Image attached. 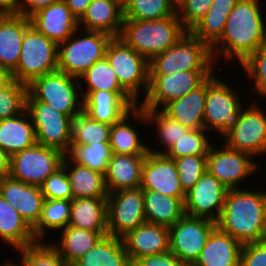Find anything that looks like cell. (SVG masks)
Returning <instances> with one entry per match:
<instances>
[{
  "label": "cell",
  "mask_w": 266,
  "mask_h": 266,
  "mask_svg": "<svg viewBox=\"0 0 266 266\" xmlns=\"http://www.w3.org/2000/svg\"><path fill=\"white\" fill-rule=\"evenodd\" d=\"M258 3V0L237 2L228 15L221 37L210 47L214 61L223 54L227 62L237 58L241 64L263 46L266 25L261 14L262 5Z\"/></svg>",
  "instance_id": "obj_1"
},
{
  "label": "cell",
  "mask_w": 266,
  "mask_h": 266,
  "mask_svg": "<svg viewBox=\"0 0 266 266\" xmlns=\"http://www.w3.org/2000/svg\"><path fill=\"white\" fill-rule=\"evenodd\" d=\"M216 227L242 245L266 240V191L228 189Z\"/></svg>",
  "instance_id": "obj_2"
},
{
  "label": "cell",
  "mask_w": 266,
  "mask_h": 266,
  "mask_svg": "<svg viewBox=\"0 0 266 266\" xmlns=\"http://www.w3.org/2000/svg\"><path fill=\"white\" fill-rule=\"evenodd\" d=\"M186 31L175 13L158 20L124 19L119 38L150 62L176 44Z\"/></svg>",
  "instance_id": "obj_3"
},
{
  "label": "cell",
  "mask_w": 266,
  "mask_h": 266,
  "mask_svg": "<svg viewBox=\"0 0 266 266\" xmlns=\"http://www.w3.org/2000/svg\"><path fill=\"white\" fill-rule=\"evenodd\" d=\"M210 47L191 31L149 62L150 75H170L178 71H214Z\"/></svg>",
  "instance_id": "obj_4"
},
{
  "label": "cell",
  "mask_w": 266,
  "mask_h": 266,
  "mask_svg": "<svg viewBox=\"0 0 266 266\" xmlns=\"http://www.w3.org/2000/svg\"><path fill=\"white\" fill-rule=\"evenodd\" d=\"M78 80L59 70L47 73L28 85L26 101L45 102L73 119L83 111V99L79 101L81 92L78 91L84 88Z\"/></svg>",
  "instance_id": "obj_5"
},
{
  "label": "cell",
  "mask_w": 266,
  "mask_h": 266,
  "mask_svg": "<svg viewBox=\"0 0 266 266\" xmlns=\"http://www.w3.org/2000/svg\"><path fill=\"white\" fill-rule=\"evenodd\" d=\"M78 29L66 41L58 43L57 67L59 71L79 79L96 61L105 57L111 36L98 31L84 30L78 36Z\"/></svg>",
  "instance_id": "obj_6"
},
{
  "label": "cell",
  "mask_w": 266,
  "mask_h": 266,
  "mask_svg": "<svg viewBox=\"0 0 266 266\" xmlns=\"http://www.w3.org/2000/svg\"><path fill=\"white\" fill-rule=\"evenodd\" d=\"M57 52L58 44L30 25L24 33L20 59L12 78L29 85L34 79L58 70Z\"/></svg>",
  "instance_id": "obj_7"
},
{
  "label": "cell",
  "mask_w": 266,
  "mask_h": 266,
  "mask_svg": "<svg viewBox=\"0 0 266 266\" xmlns=\"http://www.w3.org/2000/svg\"><path fill=\"white\" fill-rule=\"evenodd\" d=\"M105 58L113 68L120 86L138 103L141 86L145 96L149 88V61L128 46L121 38L112 37Z\"/></svg>",
  "instance_id": "obj_8"
},
{
  "label": "cell",
  "mask_w": 266,
  "mask_h": 266,
  "mask_svg": "<svg viewBox=\"0 0 266 266\" xmlns=\"http://www.w3.org/2000/svg\"><path fill=\"white\" fill-rule=\"evenodd\" d=\"M26 110L32 119L37 144L67 155L72 143V118L41 101H26Z\"/></svg>",
  "instance_id": "obj_9"
},
{
  "label": "cell",
  "mask_w": 266,
  "mask_h": 266,
  "mask_svg": "<svg viewBox=\"0 0 266 266\" xmlns=\"http://www.w3.org/2000/svg\"><path fill=\"white\" fill-rule=\"evenodd\" d=\"M65 154L60 150L35 144L11 155L10 177L41 187L45 179L62 166Z\"/></svg>",
  "instance_id": "obj_10"
},
{
  "label": "cell",
  "mask_w": 266,
  "mask_h": 266,
  "mask_svg": "<svg viewBox=\"0 0 266 266\" xmlns=\"http://www.w3.org/2000/svg\"><path fill=\"white\" fill-rule=\"evenodd\" d=\"M241 107L234 123L222 136L225 144L253 157L266 154V112L256 103Z\"/></svg>",
  "instance_id": "obj_11"
},
{
  "label": "cell",
  "mask_w": 266,
  "mask_h": 266,
  "mask_svg": "<svg viewBox=\"0 0 266 266\" xmlns=\"http://www.w3.org/2000/svg\"><path fill=\"white\" fill-rule=\"evenodd\" d=\"M242 103L238 92L215 75L206 79L204 128L215 129L223 136L234 123Z\"/></svg>",
  "instance_id": "obj_12"
},
{
  "label": "cell",
  "mask_w": 266,
  "mask_h": 266,
  "mask_svg": "<svg viewBox=\"0 0 266 266\" xmlns=\"http://www.w3.org/2000/svg\"><path fill=\"white\" fill-rule=\"evenodd\" d=\"M146 223L143 189H122L107 196L108 235L122 238Z\"/></svg>",
  "instance_id": "obj_13"
},
{
  "label": "cell",
  "mask_w": 266,
  "mask_h": 266,
  "mask_svg": "<svg viewBox=\"0 0 266 266\" xmlns=\"http://www.w3.org/2000/svg\"><path fill=\"white\" fill-rule=\"evenodd\" d=\"M215 228V221L184 215L169 228L170 252L186 266H192Z\"/></svg>",
  "instance_id": "obj_14"
},
{
  "label": "cell",
  "mask_w": 266,
  "mask_h": 266,
  "mask_svg": "<svg viewBox=\"0 0 266 266\" xmlns=\"http://www.w3.org/2000/svg\"><path fill=\"white\" fill-rule=\"evenodd\" d=\"M213 71H178L170 75H149L143 109H159L199 87Z\"/></svg>",
  "instance_id": "obj_15"
},
{
  "label": "cell",
  "mask_w": 266,
  "mask_h": 266,
  "mask_svg": "<svg viewBox=\"0 0 266 266\" xmlns=\"http://www.w3.org/2000/svg\"><path fill=\"white\" fill-rule=\"evenodd\" d=\"M252 158V155L231 149L226 144L217 150L211 145L206 168L227 189H238V183L247 180L257 169Z\"/></svg>",
  "instance_id": "obj_16"
},
{
  "label": "cell",
  "mask_w": 266,
  "mask_h": 266,
  "mask_svg": "<svg viewBox=\"0 0 266 266\" xmlns=\"http://www.w3.org/2000/svg\"><path fill=\"white\" fill-rule=\"evenodd\" d=\"M228 189L211 173L206 171L186 193L185 215L217 221L223 210Z\"/></svg>",
  "instance_id": "obj_17"
},
{
  "label": "cell",
  "mask_w": 266,
  "mask_h": 266,
  "mask_svg": "<svg viewBox=\"0 0 266 266\" xmlns=\"http://www.w3.org/2000/svg\"><path fill=\"white\" fill-rule=\"evenodd\" d=\"M140 187L143 190L158 191L170 197H186L174 160L165 154L148 151L142 165Z\"/></svg>",
  "instance_id": "obj_18"
},
{
  "label": "cell",
  "mask_w": 266,
  "mask_h": 266,
  "mask_svg": "<svg viewBox=\"0 0 266 266\" xmlns=\"http://www.w3.org/2000/svg\"><path fill=\"white\" fill-rule=\"evenodd\" d=\"M29 19L38 32L57 44L66 41L77 29H81L78 20L63 0H57L54 4L38 10Z\"/></svg>",
  "instance_id": "obj_19"
},
{
  "label": "cell",
  "mask_w": 266,
  "mask_h": 266,
  "mask_svg": "<svg viewBox=\"0 0 266 266\" xmlns=\"http://www.w3.org/2000/svg\"><path fill=\"white\" fill-rule=\"evenodd\" d=\"M139 104L127 92L92 91L83 100V111L92 119L113 125Z\"/></svg>",
  "instance_id": "obj_20"
},
{
  "label": "cell",
  "mask_w": 266,
  "mask_h": 266,
  "mask_svg": "<svg viewBox=\"0 0 266 266\" xmlns=\"http://www.w3.org/2000/svg\"><path fill=\"white\" fill-rule=\"evenodd\" d=\"M131 264L142 257L170 251L169 228L144 223L122 237Z\"/></svg>",
  "instance_id": "obj_21"
},
{
  "label": "cell",
  "mask_w": 266,
  "mask_h": 266,
  "mask_svg": "<svg viewBox=\"0 0 266 266\" xmlns=\"http://www.w3.org/2000/svg\"><path fill=\"white\" fill-rule=\"evenodd\" d=\"M123 2L121 0H92L85 14L78 21L84 30L103 32L119 37L123 25Z\"/></svg>",
  "instance_id": "obj_22"
},
{
  "label": "cell",
  "mask_w": 266,
  "mask_h": 266,
  "mask_svg": "<svg viewBox=\"0 0 266 266\" xmlns=\"http://www.w3.org/2000/svg\"><path fill=\"white\" fill-rule=\"evenodd\" d=\"M30 19L23 15L0 16V66L11 74L20 59L21 43Z\"/></svg>",
  "instance_id": "obj_23"
},
{
  "label": "cell",
  "mask_w": 266,
  "mask_h": 266,
  "mask_svg": "<svg viewBox=\"0 0 266 266\" xmlns=\"http://www.w3.org/2000/svg\"><path fill=\"white\" fill-rule=\"evenodd\" d=\"M242 244L217 227L192 266H240Z\"/></svg>",
  "instance_id": "obj_24"
},
{
  "label": "cell",
  "mask_w": 266,
  "mask_h": 266,
  "mask_svg": "<svg viewBox=\"0 0 266 266\" xmlns=\"http://www.w3.org/2000/svg\"><path fill=\"white\" fill-rule=\"evenodd\" d=\"M145 156L112 154L104 175L108 193L139 188Z\"/></svg>",
  "instance_id": "obj_25"
},
{
  "label": "cell",
  "mask_w": 266,
  "mask_h": 266,
  "mask_svg": "<svg viewBox=\"0 0 266 266\" xmlns=\"http://www.w3.org/2000/svg\"><path fill=\"white\" fill-rule=\"evenodd\" d=\"M206 80L195 90L160 108L167 116L189 129L204 128Z\"/></svg>",
  "instance_id": "obj_26"
},
{
  "label": "cell",
  "mask_w": 266,
  "mask_h": 266,
  "mask_svg": "<svg viewBox=\"0 0 266 266\" xmlns=\"http://www.w3.org/2000/svg\"><path fill=\"white\" fill-rule=\"evenodd\" d=\"M68 226L107 236V197L72 199Z\"/></svg>",
  "instance_id": "obj_27"
},
{
  "label": "cell",
  "mask_w": 266,
  "mask_h": 266,
  "mask_svg": "<svg viewBox=\"0 0 266 266\" xmlns=\"http://www.w3.org/2000/svg\"><path fill=\"white\" fill-rule=\"evenodd\" d=\"M29 116L25 109L16 116L0 120V149L10 156L37 143L32 119Z\"/></svg>",
  "instance_id": "obj_28"
},
{
  "label": "cell",
  "mask_w": 266,
  "mask_h": 266,
  "mask_svg": "<svg viewBox=\"0 0 266 266\" xmlns=\"http://www.w3.org/2000/svg\"><path fill=\"white\" fill-rule=\"evenodd\" d=\"M143 200L147 223L170 228L185 215V198L162 195L154 190H143Z\"/></svg>",
  "instance_id": "obj_29"
},
{
  "label": "cell",
  "mask_w": 266,
  "mask_h": 266,
  "mask_svg": "<svg viewBox=\"0 0 266 266\" xmlns=\"http://www.w3.org/2000/svg\"><path fill=\"white\" fill-rule=\"evenodd\" d=\"M0 237L15 248L22 249L38 242L33 229L17 210L0 195Z\"/></svg>",
  "instance_id": "obj_30"
},
{
  "label": "cell",
  "mask_w": 266,
  "mask_h": 266,
  "mask_svg": "<svg viewBox=\"0 0 266 266\" xmlns=\"http://www.w3.org/2000/svg\"><path fill=\"white\" fill-rule=\"evenodd\" d=\"M71 266H132V264L122 238L107 235Z\"/></svg>",
  "instance_id": "obj_31"
},
{
  "label": "cell",
  "mask_w": 266,
  "mask_h": 266,
  "mask_svg": "<svg viewBox=\"0 0 266 266\" xmlns=\"http://www.w3.org/2000/svg\"><path fill=\"white\" fill-rule=\"evenodd\" d=\"M69 162V158L65 155L62 166L65 168L69 179L73 199L108 196L104 174L93 171L88 167L77 165L72 161L73 166L71 167Z\"/></svg>",
  "instance_id": "obj_32"
},
{
  "label": "cell",
  "mask_w": 266,
  "mask_h": 266,
  "mask_svg": "<svg viewBox=\"0 0 266 266\" xmlns=\"http://www.w3.org/2000/svg\"><path fill=\"white\" fill-rule=\"evenodd\" d=\"M139 106V107H138ZM132 109V117L140 119L147 123H155L157 127V138H159L160 144L166 148L157 152L151 146H148V151L152 153L164 154L174 143H176L185 133L190 129L182 124L176 122L167 116L161 109H143L138 105Z\"/></svg>",
  "instance_id": "obj_33"
},
{
  "label": "cell",
  "mask_w": 266,
  "mask_h": 266,
  "mask_svg": "<svg viewBox=\"0 0 266 266\" xmlns=\"http://www.w3.org/2000/svg\"><path fill=\"white\" fill-rule=\"evenodd\" d=\"M103 236L96 231L67 226L62 230L61 239L51 245L58 251L63 260L71 266L86 254ZM60 243V244H59Z\"/></svg>",
  "instance_id": "obj_34"
},
{
  "label": "cell",
  "mask_w": 266,
  "mask_h": 266,
  "mask_svg": "<svg viewBox=\"0 0 266 266\" xmlns=\"http://www.w3.org/2000/svg\"><path fill=\"white\" fill-rule=\"evenodd\" d=\"M239 0H213L206 15L191 32L211 47L222 35L228 15Z\"/></svg>",
  "instance_id": "obj_35"
},
{
  "label": "cell",
  "mask_w": 266,
  "mask_h": 266,
  "mask_svg": "<svg viewBox=\"0 0 266 266\" xmlns=\"http://www.w3.org/2000/svg\"><path fill=\"white\" fill-rule=\"evenodd\" d=\"M132 110L120 121L111 125L109 144L113 154L147 155L148 145L139 138L136 128L129 121Z\"/></svg>",
  "instance_id": "obj_36"
},
{
  "label": "cell",
  "mask_w": 266,
  "mask_h": 266,
  "mask_svg": "<svg viewBox=\"0 0 266 266\" xmlns=\"http://www.w3.org/2000/svg\"><path fill=\"white\" fill-rule=\"evenodd\" d=\"M71 200L44 199L40 218L32 228L37 241L44 240L46 229L62 230L68 226Z\"/></svg>",
  "instance_id": "obj_37"
},
{
  "label": "cell",
  "mask_w": 266,
  "mask_h": 266,
  "mask_svg": "<svg viewBox=\"0 0 266 266\" xmlns=\"http://www.w3.org/2000/svg\"><path fill=\"white\" fill-rule=\"evenodd\" d=\"M111 125L92 119L84 111L72 119L71 145L109 143Z\"/></svg>",
  "instance_id": "obj_38"
},
{
  "label": "cell",
  "mask_w": 266,
  "mask_h": 266,
  "mask_svg": "<svg viewBox=\"0 0 266 266\" xmlns=\"http://www.w3.org/2000/svg\"><path fill=\"white\" fill-rule=\"evenodd\" d=\"M112 154L109 143H99L71 145L66 156L77 165L88 167L105 175Z\"/></svg>",
  "instance_id": "obj_39"
},
{
  "label": "cell",
  "mask_w": 266,
  "mask_h": 266,
  "mask_svg": "<svg viewBox=\"0 0 266 266\" xmlns=\"http://www.w3.org/2000/svg\"><path fill=\"white\" fill-rule=\"evenodd\" d=\"M176 13L171 0H124V19L158 20Z\"/></svg>",
  "instance_id": "obj_40"
},
{
  "label": "cell",
  "mask_w": 266,
  "mask_h": 266,
  "mask_svg": "<svg viewBox=\"0 0 266 266\" xmlns=\"http://www.w3.org/2000/svg\"><path fill=\"white\" fill-rule=\"evenodd\" d=\"M82 79V80H81ZM84 81L86 91L82 93L84 100L92 91H108V92H126L117 79V76L104 57L102 60L96 61L80 78Z\"/></svg>",
  "instance_id": "obj_41"
},
{
  "label": "cell",
  "mask_w": 266,
  "mask_h": 266,
  "mask_svg": "<svg viewBox=\"0 0 266 266\" xmlns=\"http://www.w3.org/2000/svg\"><path fill=\"white\" fill-rule=\"evenodd\" d=\"M203 129H190L176 143H174L164 154L171 159H178L188 155L207 156L211 147L210 141Z\"/></svg>",
  "instance_id": "obj_42"
},
{
  "label": "cell",
  "mask_w": 266,
  "mask_h": 266,
  "mask_svg": "<svg viewBox=\"0 0 266 266\" xmlns=\"http://www.w3.org/2000/svg\"><path fill=\"white\" fill-rule=\"evenodd\" d=\"M17 251L22 254L20 266H69L49 242L38 241Z\"/></svg>",
  "instance_id": "obj_43"
},
{
  "label": "cell",
  "mask_w": 266,
  "mask_h": 266,
  "mask_svg": "<svg viewBox=\"0 0 266 266\" xmlns=\"http://www.w3.org/2000/svg\"><path fill=\"white\" fill-rule=\"evenodd\" d=\"M28 85L14 79L0 89V120L16 116L26 109Z\"/></svg>",
  "instance_id": "obj_44"
},
{
  "label": "cell",
  "mask_w": 266,
  "mask_h": 266,
  "mask_svg": "<svg viewBox=\"0 0 266 266\" xmlns=\"http://www.w3.org/2000/svg\"><path fill=\"white\" fill-rule=\"evenodd\" d=\"M43 202L41 187L21 182V197L16 210L31 228L40 218Z\"/></svg>",
  "instance_id": "obj_45"
},
{
  "label": "cell",
  "mask_w": 266,
  "mask_h": 266,
  "mask_svg": "<svg viewBox=\"0 0 266 266\" xmlns=\"http://www.w3.org/2000/svg\"><path fill=\"white\" fill-rule=\"evenodd\" d=\"M183 191L187 193L207 171V156H185L174 159Z\"/></svg>",
  "instance_id": "obj_46"
},
{
  "label": "cell",
  "mask_w": 266,
  "mask_h": 266,
  "mask_svg": "<svg viewBox=\"0 0 266 266\" xmlns=\"http://www.w3.org/2000/svg\"><path fill=\"white\" fill-rule=\"evenodd\" d=\"M240 65L247 78L255 81V94L266 97V48L260 47Z\"/></svg>",
  "instance_id": "obj_47"
},
{
  "label": "cell",
  "mask_w": 266,
  "mask_h": 266,
  "mask_svg": "<svg viewBox=\"0 0 266 266\" xmlns=\"http://www.w3.org/2000/svg\"><path fill=\"white\" fill-rule=\"evenodd\" d=\"M213 0H181L176 6V14L183 27L191 31L206 15Z\"/></svg>",
  "instance_id": "obj_48"
},
{
  "label": "cell",
  "mask_w": 266,
  "mask_h": 266,
  "mask_svg": "<svg viewBox=\"0 0 266 266\" xmlns=\"http://www.w3.org/2000/svg\"><path fill=\"white\" fill-rule=\"evenodd\" d=\"M41 191L44 199H73L71 185L63 166L45 179Z\"/></svg>",
  "instance_id": "obj_49"
},
{
  "label": "cell",
  "mask_w": 266,
  "mask_h": 266,
  "mask_svg": "<svg viewBox=\"0 0 266 266\" xmlns=\"http://www.w3.org/2000/svg\"><path fill=\"white\" fill-rule=\"evenodd\" d=\"M240 266H266V240L242 246Z\"/></svg>",
  "instance_id": "obj_50"
},
{
  "label": "cell",
  "mask_w": 266,
  "mask_h": 266,
  "mask_svg": "<svg viewBox=\"0 0 266 266\" xmlns=\"http://www.w3.org/2000/svg\"><path fill=\"white\" fill-rule=\"evenodd\" d=\"M132 266H186L173 253L164 252L135 260Z\"/></svg>",
  "instance_id": "obj_51"
},
{
  "label": "cell",
  "mask_w": 266,
  "mask_h": 266,
  "mask_svg": "<svg viewBox=\"0 0 266 266\" xmlns=\"http://www.w3.org/2000/svg\"><path fill=\"white\" fill-rule=\"evenodd\" d=\"M0 195L15 209L21 197V181L8 176L0 180Z\"/></svg>",
  "instance_id": "obj_52"
},
{
  "label": "cell",
  "mask_w": 266,
  "mask_h": 266,
  "mask_svg": "<svg viewBox=\"0 0 266 266\" xmlns=\"http://www.w3.org/2000/svg\"><path fill=\"white\" fill-rule=\"evenodd\" d=\"M57 0H18L19 14L30 17L38 10L54 4Z\"/></svg>",
  "instance_id": "obj_53"
},
{
  "label": "cell",
  "mask_w": 266,
  "mask_h": 266,
  "mask_svg": "<svg viewBox=\"0 0 266 266\" xmlns=\"http://www.w3.org/2000/svg\"><path fill=\"white\" fill-rule=\"evenodd\" d=\"M70 9L72 15L79 21L85 14L92 0H63Z\"/></svg>",
  "instance_id": "obj_54"
},
{
  "label": "cell",
  "mask_w": 266,
  "mask_h": 266,
  "mask_svg": "<svg viewBox=\"0 0 266 266\" xmlns=\"http://www.w3.org/2000/svg\"><path fill=\"white\" fill-rule=\"evenodd\" d=\"M18 14V0H0V16Z\"/></svg>",
  "instance_id": "obj_55"
},
{
  "label": "cell",
  "mask_w": 266,
  "mask_h": 266,
  "mask_svg": "<svg viewBox=\"0 0 266 266\" xmlns=\"http://www.w3.org/2000/svg\"><path fill=\"white\" fill-rule=\"evenodd\" d=\"M11 156L0 149V180L10 175Z\"/></svg>",
  "instance_id": "obj_56"
},
{
  "label": "cell",
  "mask_w": 266,
  "mask_h": 266,
  "mask_svg": "<svg viewBox=\"0 0 266 266\" xmlns=\"http://www.w3.org/2000/svg\"><path fill=\"white\" fill-rule=\"evenodd\" d=\"M12 80V74L7 69L0 66V89L7 86Z\"/></svg>",
  "instance_id": "obj_57"
},
{
  "label": "cell",
  "mask_w": 266,
  "mask_h": 266,
  "mask_svg": "<svg viewBox=\"0 0 266 266\" xmlns=\"http://www.w3.org/2000/svg\"><path fill=\"white\" fill-rule=\"evenodd\" d=\"M1 266H18V265L16 263H12V261L8 262V260H7V262H5V264H2Z\"/></svg>",
  "instance_id": "obj_58"
},
{
  "label": "cell",
  "mask_w": 266,
  "mask_h": 266,
  "mask_svg": "<svg viewBox=\"0 0 266 266\" xmlns=\"http://www.w3.org/2000/svg\"><path fill=\"white\" fill-rule=\"evenodd\" d=\"M171 1L175 4V6H177L178 3H179L181 0H171Z\"/></svg>",
  "instance_id": "obj_59"
},
{
  "label": "cell",
  "mask_w": 266,
  "mask_h": 266,
  "mask_svg": "<svg viewBox=\"0 0 266 266\" xmlns=\"http://www.w3.org/2000/svg\"><path fill=\"white\" fill-rule=\"evenodd\" d=\"M263 46L266 48V29H265V37H264V44Z\"/></svg>",
  "instance_id": "obj_60"
}]
</instances>
